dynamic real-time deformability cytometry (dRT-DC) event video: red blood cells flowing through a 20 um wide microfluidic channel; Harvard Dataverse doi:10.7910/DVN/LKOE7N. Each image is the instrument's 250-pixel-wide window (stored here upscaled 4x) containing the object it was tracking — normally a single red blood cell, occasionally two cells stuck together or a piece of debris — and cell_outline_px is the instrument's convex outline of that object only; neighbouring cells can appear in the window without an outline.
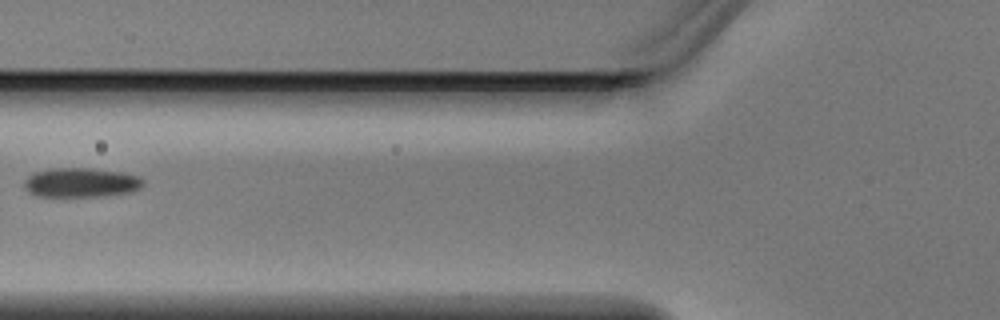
{"species": "Egyptian fruit bat (a non-hibernating species)", "species_latin": "Rousettus aegyptiacus", "temperature_condition": "warm", "stored_images_in_passage": 5, "segment_of_instrument_passage": [2, 2], "camera_frame_rate_fps": 3000, "um_per_image_px": 0.085, "animal": {"sex": "male"}, "frame": {"image": 1, "passage_image": 5, "time_ms": 1.333, "image_size_px": [1000, 320], "cell_outline_px": [[144, 184], [140, 188], [132, 192], [100, 196], [36, 196], [28, 192], [24, 188], [24, 180], [32, 172], [56, 168], [88, 168], [124, 172], [140, 176], [144, 180]], "centroid_in_image_um": [6.89, 15.51], "position_along_channel_um": 118.9, "area_um2": 20.58}}